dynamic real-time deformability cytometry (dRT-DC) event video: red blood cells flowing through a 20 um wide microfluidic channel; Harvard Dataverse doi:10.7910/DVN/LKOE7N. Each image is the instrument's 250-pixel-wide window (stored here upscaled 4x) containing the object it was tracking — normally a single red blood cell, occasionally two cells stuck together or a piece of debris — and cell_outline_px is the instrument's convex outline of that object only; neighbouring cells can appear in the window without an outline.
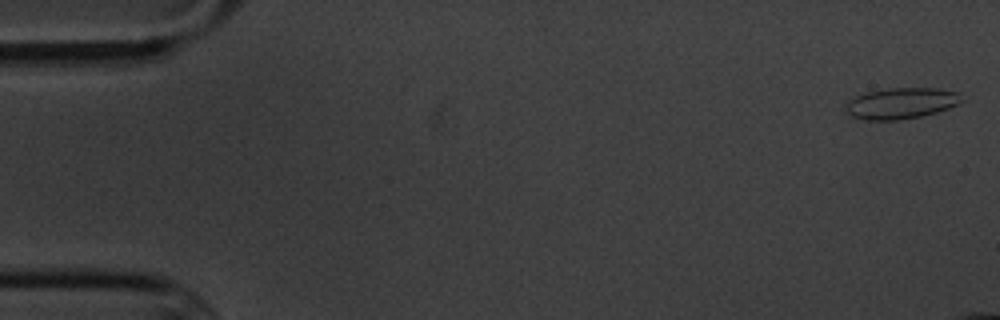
{"species": "common noctule bat (a hibernating species)", "species_latin": "Nyctalus noctula", "temperature_condition": "cold", "stored_images_in_passage": 6, "camera_frame_rate_fps": 3000, "um_per_image_px": 0.085, "animal": {"sex": "male", "body_mass_g": 20.1, "forearm_length_mm": 53.5}, "frame": {"image": 1, "passage_image": 1, "time_ms": 0.0, "image_size_px": [1000, 320], "cell_outline_px": [[964, 100], [960, 104], [936, 112], [920, 116], [900, 120], [864, 120], [852, 116], [844, 108], [844, 104], [848, 100], [856, 96], [868, 92], [888, 88], [936, 88], [960, 92]], "centroid_in_image_um": [76.62, 8.77], "position_along_channel_um": 8.4, "area_um2": 21.15}}
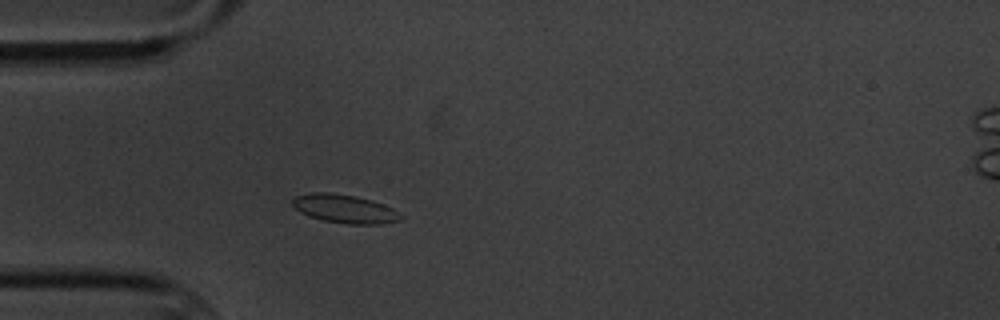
{"frame": {"image": 2, "passage_image": 6, "time_ms": 7.0, "image_size_px": [1000, 320], "cell_outline_px": [[404, 220], [380, 224], [348, 224], [324, 220], [308, 216], [300, 212], [292, 204], [292, 200], [296, 196], [312, 192], [328, 192], [356, 196], [384, 204], [400, 212], [404, 216]], "centroid_in_image_um": [29.35, 17.75], "position_along_channel_um": 55.7, "area_um2": 18.09}}